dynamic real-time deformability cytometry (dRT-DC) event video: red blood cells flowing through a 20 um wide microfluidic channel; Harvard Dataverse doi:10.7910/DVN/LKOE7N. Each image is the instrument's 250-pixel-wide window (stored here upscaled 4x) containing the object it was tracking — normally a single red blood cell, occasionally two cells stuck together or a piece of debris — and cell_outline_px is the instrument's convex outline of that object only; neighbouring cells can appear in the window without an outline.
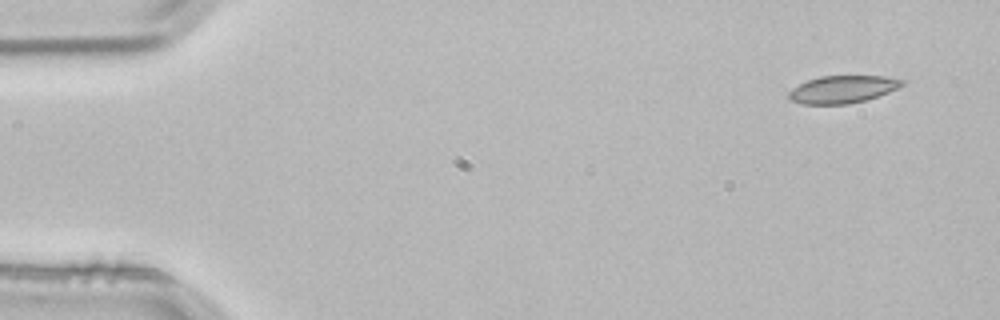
{"species": "common noctule bat (a hibernating species)", "species_latin": "Nyctalus noctula", "temperature_condition": "room temperature", "stored_images_in_passage": 4, "camera_frame_rate_fps": 3000, "um_per_image_px": 0.085, "animal": {"sex": "male", "body_mass_g": 21.5, "forearm_length_mm": 52.0}, "frame": {"image": 1, "passage_image": 1, "time_ms": 0.0, "image_size_px": [1000, 320], "cell_outline_px": [[904, 84], [900, 88], [864, 100], [848, 104], [804, 104], [792, 100], [788, 96], [788, 92], [792, 88], [808, 80], [820, 76], [884, 76], [904, 80]], "centroid_in_image_um": [71.63, 7.58], "position_along_channel_um": 13.4, "area_um2": 17.98}}
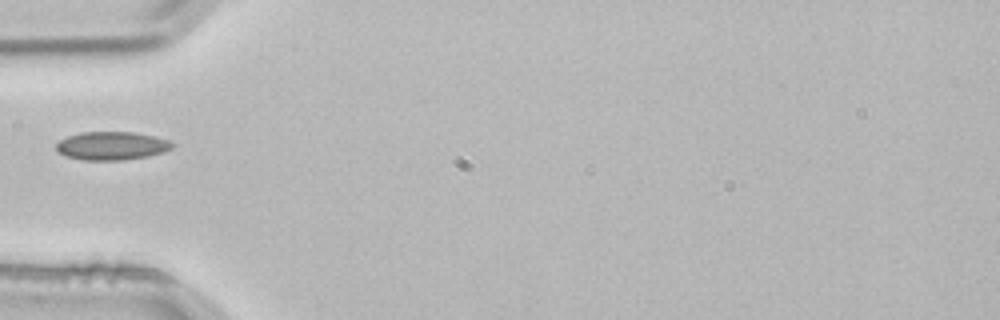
{"frame": {"image": 2, "passage_image": 4, "time_ms": 1.0, "image_size_px": [1000, 320], "cell_outline_px": [[176, 144], [172, 148], [164, 152], [148, 156], [120, 160], [84, 160], [64, 156], [56, 148], [56, 144], [60, 140], [68, 136], [80, 132], [136, 132], [168, 140]], "centroid_in_image_um": [9.5, 12.39], "position_along_channel_um": 75.5, "area_um2": 19.13}}